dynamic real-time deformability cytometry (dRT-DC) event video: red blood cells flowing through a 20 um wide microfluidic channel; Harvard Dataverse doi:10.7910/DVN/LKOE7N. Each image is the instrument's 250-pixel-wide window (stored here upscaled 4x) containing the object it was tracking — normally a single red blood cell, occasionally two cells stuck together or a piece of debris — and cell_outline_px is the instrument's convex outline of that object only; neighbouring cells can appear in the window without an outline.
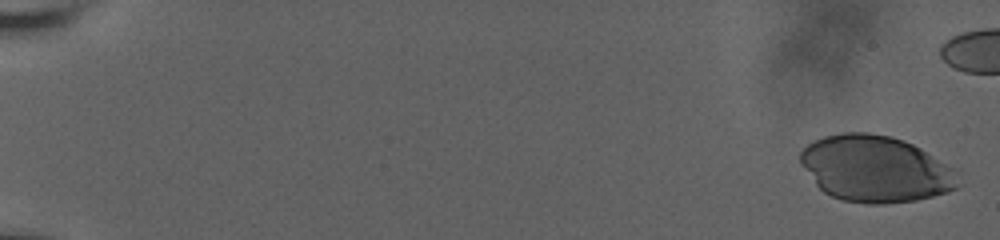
{"species": "human", "species_latin": "Homo sapiens", "temperature_condition": "room temperature", "stored_images_in_passage": 13, "camera_frame_rate_fps": 3000, "um_per_image_px": 0.085, "donor": {"sex": "male"}, "frame": {"image": 1, "passage_image": 1, "time_ms": 0.0, "image_size_px": [1000, 240], "cell_outline_px": [[960, 184], [956, 188], [948, 192], [916, 200], [884, 204], [868, 204], [844, 200], [832, 196], [824, 192], [816, 184], [800, 164], [800, 152], [812, 140], [824, 136], [844, 132], [868, 132], [892, 136], [904, 140], [960, 168]], "centroid_in_image_um": [74.48, 14.34], "position_along_channel_um": 10.5, "area_um2": 61.96}}